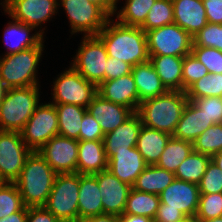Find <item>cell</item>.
Instances as JSON below:
<instances>
[{"label":"cell","mask_w":222,"mask_h":222,"mask_svg":"<svg viewBox=\"0 0 222 222\" xmlns=\"http://www.w3.org/2000/svg\"><path fill=\"white\" fill-rule=\"evenodd\" d=\"M212 125H214L213 121L209 120L204 111L188 101L172 136L193 143Z\"/></svg>","instance_id":"cell-23"},{"label":"cell","mask_w":222,"mask_h":222,"mask_svg":"<svg viewBox=\"0 0 222 222\" xmlns=\"http://www.w3.org/2000/svg\"><path fill=\"white\" fill-rule=\"evenodd\" d=\"M192 151L193 143L171 136L156 165L175 174L179 165Z\"/></svg>","instance_id":"cell-32"},{"label":"cell","mask_w":222,"mask_h":222,"mask_svg":"<svg viewBox=\"0 0 222 222\" xmlns=\"http://www.w3.org/2000/svg\"><path fill=\"white\" fill-rule=\"evenodd\" d=\"M193 151L212 157L222 151V123L207 128L193 142Z\"/></svg>","instance_id":"cell-37"},{"label":"cell","mask_w":222,"mask_h":222,"mask_svg":"<svg viewBox=\"0 0 222 222\" xmlns=\"http://www.w3.org/2000/svg\"><path fill=\"white\" fill-rule=\"evenodd\" d=\"M198 184L174 179L173 182L161 192L158 208H172L180 210L188 218L194 219L199 203Z\"/></svg>","instance_id":"cell-15"},{"label":"cell","mask_w":222,"mask_h":222,"mask_svg":"<svg viewBox=\"0 0 222 222\" xmlns=\"http://www.w3.org/2000/svg\"><path fill=\"white\" fill-rule=\"evenodd\" d=\"M141 127V117L134 112L115 130L105 134L103 143L107 159L109 160L116 152L128 151V148L136 147Z\"/></svg>","instance_id":"cell-18"},{"label":"cell","mask_w":222,"mask_h":222,"mask_svg":"<svg viewBox=\"0 0 222 222\" xmlns=\"http://www.w3.org/2000/svg\"><path fill=\"white\" fill-rule=\"evenodd\" d=\"M104 133L102 132L99 123L93 116L86 111L81 122L79 140H103Z\"/></svg>","instance_id":"cell-45"},{"label":"cell","mask_w":222,"mask_h":222,"mask_svg":"<svg viewBox=\"0 0 222 222\" xmlns=\"http://www.w3.org/2000/svg\"><path fill=\"white\" fill-rule=\"evenodd\" d=\"M160 204L159 195L131 188L123 215L145 216L154 220Z\"/></svg>","instance_id":"cell-31"},{"label":"cell","mask_w":222,"mask_h":222,"mask_svg":"<svg viewBox=\"0 0 222 222\" xmlns=\"http://www.w3.org/2000/svg\"><path fill=\"white\" fill-rule=\"evenodd\" d=\"M25 207L14 182H0V219Z\"/></svg>","instance_id":"cell-38"},{"label":"cell","mask_w":222,"mask_h":222,"mask_svg":"<svg viewBox=\"0 0 222 222\" xmlns=\"http://www.w3.org/2000/svg\"><path fill=\"white\" fill-rule=\"evenodd\" d=\"M78 208L79 221L103 214L102 197L94 174H80Z\"/></svg>","instance_id":"cell-25"},{"label":"cell","mask_w":222,"mask_h":222,"mask_svg":"<svg viewBox=\"0 0 222 222\" xmlns=\"http://www.w3.org/2000/svg\"><path fill=\"white\" fill-rule=\"evenodd\" d=\"M58 115V134L79 141L83 116L87 108L74 104H54Z\"/></svg>","instance_id":"cell-30"},{"label":"cell","mask_w":222,"mask_h":222,"mask_svg":"<svg viewBox=\"0 0 222 222\" xmlns=\"http://www.w3.org/2000/svg\"><path fill=\"white\" fill-rule=\"evenodd\" d=\"M191 53L206 66L209 74H222V51L216 48L192 46Z\"/></svg>","instance_id":"cell-42"},{"label":"cell","mask_w":222,"mask_h":222,"mask_svg":"<svg viewBox=\"0 0 222 222\" xmlns=\"http://www.w3.org/2000/svg\"><path fill=\"white\" fill-rule=\"evenodd\" d=\"M181 222H195V220L191 219V218H187V219H185L184 221H181Z\"/></svg>","instance_id":"cell-57"},{"label":"cell","mask_w":222,"mask_h":222,"mask_svg":"<svg viewBox=\"0 0 222 222\" xmlns=\"http://www.w3.org/2000/svg\"><path fill=\"white\" fill-rule=\"evenodd\" d=\"M156 0H126L125 5L121 9L114 13L116 14V20L127 26L140 27L147 17L151 6ZM119 0H116L118 3Z\"/></svg>","instance_id":"cell-34"},{"label":"cell","mask_w":222,"mask_h":222,"mask_svg":"<svg viewBox=\"0 0 222 222\" xmlns=\"http://www.w3.org/2000/svg\"><path fill=\"white\" fill-rule=\"evenodd\" d=\"M172 23H174L172 0H156L140 28L147 32Z\"/></svg>","instance_id":"cell-36"},{"label":"cell","mask_w":222,"mask_h":222,"mask_svg":"<svg viewBox=\"0 0 222 222\" xmlns=\"http://www.w3.org/2000/svg\"><path fill=\"white\" fill-rule=\"evenodd\" d=\"M89 2L99 6L109 17L114 16L117 11L116 0H88Z\"/></svg>","instance_id":"cell-50"},{"label":"cell","mask_w":222,"mask_h":222,"mask_svg":"<svg viewBox=\"0 0 222 222\" xmlns=\"http://www.w3.org/2000/svg\"><path fill=\"white\" fill-rule=\"evenodd\" d=\"M174 179V173L157 165H148L137 177L132 188L140 192L160 195Z\"/></svg>","instance_id":"cell-29"},{"label":"cell","mask_w":222,"mask_h":222,"mask_svg":"<svg viewBox=\"0 0 222 222\" xmlns=\"http://www.w3.org/2000/svg\"><path fill=\"white\" fill-rule=\"evenodd\" d=\"M12 22L7 23L8 25L4 29V42L7 48V52L4 55L18 53L26 49L37 46L44 36L40 34L39 31H36L35 34H30L35 28L28 26L20 21H17L13 18Z\"/></svg>","instance_id":"cell-24"},{"label":"cell","mask_w":222,"mask_h":222,"mask_svg":"<svg viewBox=\"0 0 222 222\" xmlns=\"http://www.w3.org/2000/svg\"><path fill=\"white\" fill-rule=\"evenodd\" d=\"M198 186L200 194L222 193V171L212 161L209 162Z\"/></svg>","instance_id":"cell-43"},{"label":"cell","mask_w":222,"mask_h":222,"mask_svg":"<svg viewBox=\"0 0 222 222\" xmlns=\"http://www.w3.org/2000/svg\"><path fill=\"white\" fill-rule=\"evenodd\" d=\"M97 37L110 57L132 66L149 61L146 32L140 27L127 26L109 18Z\"/></svg>","instance_id":"cell-1"},{"label":"cell","mask_w":222,"mask_h":222,"mask_svg":"<svg viewBox=\"0 0 222 222\" xmlns=\"http://www.w3.org/2000/svg\"><path fill=\"white\" fill-rule=\"evenodd\" d=\"M195 222H222V216L210 220H195Z\"/></svg>","instance_id":"cell-56"},{"label":"cell","mask_w":222,"mask_h":222,"mask_svg":"<svg viewBox=\"0 0 222 222\" xmlns=\"http://www.w3.org/2000/svg\"><path fill=\"white\" fill-rule=\"evenodd\" d=\"M192 39V46L210 47L222 51V24L208 22Z\"/></svg>","instance_id":"cell-40"},{"label":"cell","mask_w":222,"mask_h":222,"mask_svg":"<svg viewBox=\"0 0 222 222\" xmlns=\"http://www.w3.org/2000/svg\"><path fill=\"white\" fill-rule=\"evenodd\" d=\"M189 101L203 97H222V74H207L194 82L186 91Z\"/></svg>","instance_id":"cell-35"},{"label":"cell","mask_w":222,"mask_h":222,"mask_svg":"<svg viewBox=\"0 0 222 222\" xmlns=\"http://www.w3.org/2000/svg\"><path fill=\"white\" fill-rule=\"evenodd\" d=\"M39 85L8 88L0 103V131L20 132L40 104Z\"/></svg>","instance_id":"cell-4"},{"label":"cell","mask_w":222,"mask_h":222,"mask_svg":"<svg viewBox=\"0 0 222 222\" xmlns=\"http://www.w3.org/2000/svg\"><path fill=\"white\" fill-rule=\"evenodd\" d=\"M155 71L168 91H183V57L149 55Z\"/></svg>","instance_id":"cell-26"},{"label":"cell","mask_w":222,"mask_h":222,"mask_svg":"<svg viewBox=\"0 0 222 222\" xmlns=\"http://www.w3.org/2000/svg\"><path fill=\"white\" fill-rule=\"evenodd\" d=\"M188 101L184 91H167L142 101L137 113L142 125L172 136Z\"/></svg>","instance_id":"cell-3"},{"label":"cell","mask_w":222,"mask_h":222,"mask_svg":"<svg viewBox=\"0 0 222 222\" xmlns=\"http://www.w3.org/2000/svg\"><path fill=\"white\" fill-rule=\"evenodd\" d=\"M94 175L102 197L103 214L123 215L132 186L120 181L108 169Z\"/></svg>","instance_id":"cell-16"},{"label":"cell","mask_w":222,"mask_h":222,"mask_svg":"<svg viewBox=\"0 0 222 222\" xmlns=\"http://www.w3.org/2000/svg\"><path fill=\"white\" fill-rule=\"evenodd\" d=\"M119 220L120 222H154L151 218L138 215H121Z\"/></svg>","instance_id":"cell-53"},{"label":"cell","mask_w":222,"mask_h":222,"mask_svg":"<svg viewBox=\"0 0 222 222\" xmlns=\"http://www.w3.org/2000/svg\"><path fill=\"white\" fill-rule=\"evenodd\" d=\"M180 210L172 208H158L154 222H181L187 219Z\"/></svg>","instance_id":"cell-49"},{"label":"cell","mask_w":222,"mask_h":222,"mask_svg":"<svg viewBox=\"0 0 222 222\" xmlns=\"http://www.w3.org/2000/svg\"><path fill=\"white\" fill-rule=\"evenodd\" d=\"M38 152L57 174L77 173L78 140L57 135Z\"/></svg>","instance_id":"cell-14"},{"label":"cell","mask_w":222,"mask_h":222,"mask_svg":"<svg viewBox=\"0 0 222 222\" xmlns=\"http://www.w3.org/2000/svg\"><path fill=\"white\" fill-rule=\"evenodd\" d=\"M210 161V156L192 151L179 165L174 174L175 178L186 182L199 184Z\"/></svg>","instance_id":"cell-33"},{"label":"cell","mask_w":222,"mask_h":222,"mask_svg":"<svg viewBox=\"0 0 222 222\" xmlns=\"http://www.w3.org/2000/svg\"><path fill=\"white\" fill-rule=\"evenodd\" d=\"M87 111L99 123L104 135L115 130L134 113L130 108L107 101L98 94L87 107Z\"/></svg>","instance_id":"cell-19"},{"label":"cell","mask_w":222,"mask_h":222,"mask_svg":"<svg viewBox=\"0 0 222 222\" xmlns=\"http://www.w3.org/2000/svg\"><path fill=\"white\" fill-rule=\"evenodd\" d=\"M131 73L134 77L140 102L155 98L168 91L150 61L133 66Z\"/></svg>","instance_id":"cell-27"},{"label":"cell","mask_w":222,"mask_h":222,"mask_svg":"<svg viewBox=\"0 0 222 222\" xmlns=\"http://www.w3.org/2000/svg\"><path fill=\"white\" fill-rule=\"evenodd\" d=\"M149 55L185 57L191 53L192 36L172 23L146 32Z\"/></svg>","instance_id":"cell-10"},{"label":"cell","mask_w":222,"mask_h":222,"mask_svg":"<svg viewBox=\"0 0 222 222\" xmlns=\"http://www.w3.org/2000/svg\"><path fill=\"white\" fill-rule=\"evenodd\" d=\"M207 21L222 24V0H202Z\"/></svg>","instance_id":"cell-47"},{"label":"cell","mask_w":222,"mask_h":222,"mask_svg":"<svg viewBox=\"0 0 222 222\" xmlns=\"http://www.w3.org/2000/svg\"><path fill=\"white\" fill-rule=\"evenodd\" d=\"M222 216V193L200 194L194 220H210Z\"/></svg>","instance_id":"cell-39"},{"label":"cell","mask_w":222,"mask_h":222,"mask_svg":"<svg viewBox=\"0 0 222 222\" xmlns=\"http://www.w3.org/2000/svg\"><path fill=\"white\" fill-rule=\"evenodd\" d=\"M211 161L222 171V151L211 157Z\"/></svg>","instance_id":"cell-54"},{"label":"cell","mask_w":222,"mask_h":222,"mask_svg":"<svg viewBox=\"0 0 222 222\" xmlns=\"http://www.w3.org/2000/svg\"><path fill=\"white\" fill-rule=\"evenodd\" d=\"M147 166L136 147L128 148V151L116 152L108 160V170L130 186L134 185L137 177Z\"/></svg>","instance_id":"cell-20"},{"label":"cell","mask_w":222,"mask_h":222,"mask_svg":"<svg viewBox=\"0 0 222 222\" xmlns=\"http://www.w3.org/2000/svg\"><path fill=\"white\" fill-rule=\"evenodd\" d=\"M44 41L37 46L0 56V78L7 88L39 85L38 63L44 50Z\"/></svg>","instance_id":"cell-5"},{"label":"cell","mask_w":222,"mask_h":222,"mask_svg":"<svg viewBox=\"0 0 222 222\" xmlns=\"http://www.w3.org/2000/svg\"><path fill=\"white\" fill-rule=\"evenodd\" d=\"M57 173L38 151L27 157L19 177L14 181L26 207H43L51 193Z\"/></svg>","instance_id":"cell-2"},{"label":"cell","mask_w":222,"mask_h":222,"mask_svg":"<svg viewBox=\"0 0 222 222\" xmlns=\"http://www.w3.org/2000/svg\"><path fill=\"white\" fill-rule=\"evenodd\" d=\"M197 108L204 111L214 124L222 123V97H203L191 101Z\"/></svg>","instance_id":"cell-44"},{"label":"cell","mask_w":222,"mask_h":222,"mask_svg":"<svg viewBox=\"0 0 222 222\" xmlns=\"http://www.w3.org/2000/svg\"><path fill=\"white\" fill-rule=\"evenodd\" d=\"M70 66L87 81L97 86L105 81L108 54L97 36H83Z\"/></svg>","instance_id":"cell-8"},{"label":"cell","mask_w":222,"mask_h":222,"mask_svg":"<svg viewBox=\"0 0 222 222\" xmlns=\"http://www.w3.org/2000/svg\"><path fill=\"white\" fill-rule=\"evenodd\" d=\"M52 88V104H74L87 108L98 94L97 85L87 81L71 66L58 75Z\"/></svg>","instance_id":"cell-7"},{"label":"cell","mask_w":222,"mask_h":222,"mask_svg":"<svg viewBox=\"0 0 222 222\" xmlns=\"http://www.w3.org/2000/svg\"><path fill=\"white\" fill-rule=\"evenodd\" d=\"M0 5L11 18L35 29L39 27L43 36L45 28L41 29V24L53 18L59 9L58 0H3Z\"/></svg>","instance_id":"cell-13"},{"label":"cell","mask_w":222,"mask_h":222,"mask_svg":"<svg viewBox=\"0 0 222 222\" xmlns=\"http://www.w3.org/2000/svg\"><path fill=\"white\" fill-rule=\"evenodd\" d=\"M28 207L0 219V222H27Z\"/></svg>","instance_id":"cell-51"},{"label":"cell","mask_w":222,"mask_h":222,"mask_svg":"<svg viewBox=\"0 0 222 222\" xmlns=\"http://www.w3.org/2000/svg\"><path fill=\"white\" fill-rule=\"evenodd\" d=\"M27 222H62L44 207H28Z\"/></svg>","instance_id":"cell-48"},{"label":"cell","mask_w":222,"mask_h":222,"mask_svg":"<svg viewBox=\"0 0 222 222\" xmlns=\"http://www.w3.org/2000/svg\"><path fill=\"white\" fill-rule=\"evenodd\" d=\"M97 93L103 99L128 107L133 112L138 111L141 103L132 73L101 82Z\"/></svg>","instance_id":"cell-17"},{"label":"cell","mask_w":222,"mask_h":222,"mask_svg":"<svg viewBox=\"0 0 222 222\" xmlns=\"http://www.w3.org/2000/svg\"><path fill=\"white\" fill-rule=\"evenodd\" d=\"M170 138V134L142 125L136 148L147 165L158 163Z\"/></svg>","instance_id":"cell-28"},{"label":"cell","mask_w":222,"mask_h":222,"mask_svg":"<svg viewBox=\"0 0 222 222\" xmlns=\"http://www.w3.org/2000/svg\"><path fill=\"white\" fill-rule=\"evenodd\" d=\"M18 131H0V182H14L31 154Z\"/></svg>","instance_id":"cell-12"},{"label":"cell","mask_w":222,"mask_h":222,"mask_svg":"<svg viewBox=\"0 0 222 222\" xmlns=\"http://www.w3.org/2000/svg\"><path fill=\"white\" fill-rule=\"evenodd\" d=\"M108 169L103 140H79L77 173L93 175Z\"/></svg>","instance_id":"cell-22"},{"label":"cell","mask_w":222,"mask_h":222,"mask_svg":"<svg viewBox=\"0 0 222 222\" xmlns=\"http://www.w3.org/2000/svg\"><path fill=\"white\" fill-rule=\"evenodd\" d=\"M132 67L127 62L108 56L107 66L105 67V80H112L127 75L132 72Z\"/></svg>","instance_id":"cell-46"},{"label":"cell","mask_w":222,"mask_h":222,"mask_svg":"<svg viewBox=\"0 0 222 222\" xmlns=\"http://www.w3.org/2000/svg\"><path fill=\"white\" fill-rule=\"evenodd\" d=\"M27 147L38 151L58 134V115L54 104H39L26 125L20 131Z\"/></svg>","instance_id":"cell-11"},{"label":"cell","mask_w":222,"mask_h":222,"mask_svg":"<svg viewBox=\"0 0 222 222\" xmlns=\"http://www.w3.org/2000/svg\"><path fill=\"white\" fill-rule=\"evenodd\" d=\"M172 3L174 23L192 37L208 23L202 0H172Z\"/></svg>","instance_id":"cell-21"},{"label":"cell","mask_w":222,"mask_h":222,"mask_svg":"<svg viewBox=\"0 0 222 222\" xmlns=\"http://www.w3.org/2000/svg\"><path fill=\"white\" fill-rule=\"evenodd\" d=\"M209 74L208 69L192 53L183 57L182 77L185 92L194 82Z\"/></svg>","instance_id":"cell-41"},{"label":"cell","mask_w":222,"mask_h":222,"mask_svg":"<svg viewBox=\"0 0 222 222\" xmlns=\"http://www.w3.org/2000/svg\"><path fill=\"white\" fill-rule=\"evenodd\" d=\"M79 188V173L57 174L43 207L62 222H79Z\"/></svg>","instance_id":"cell-6"},{"label":"cell","mask_w":222,"mask_h":222,"mask_svg":"<svg viewBox=\"0 0 222 222\" xmlns=\"http://www.w3.org/2000/svg\"><path fill=\"white\" fill-rule=\"evenodd\" d=\"M60 4L67 14L71 35L81 32L84 36H97L110 18L88 0H58V7Z\"/></svg>","instance_id":"cell-9"},{"label":"cell","mask_w":222,"mask_h":222,"mask_svg":"<svg viewBox=\"0 0 222 222\" xmlns=\"http://www.w3.org/2000/svg\"><path fill=\"white\" fill-rule=\"evenodd\" d=\"M7 89L8 88L4 85L3 80L0 78V103L5 96Z\"/></svg>","instance_id":"cell-55"},{"label":"cell","mask_w":222,"mask_h":222,"mask_svg":"<svg viewBox=\"0 0 222 222\" xmlns=\"http://www.w3.org/2000/svg\"><path fill=\"white\" fill-rule=\"evenodd\" d=\"M79 222H120L119 216L113 214H102L91 216L80 220Z\"/></svg>","instance_id":"cell-52"}]
</instances>
